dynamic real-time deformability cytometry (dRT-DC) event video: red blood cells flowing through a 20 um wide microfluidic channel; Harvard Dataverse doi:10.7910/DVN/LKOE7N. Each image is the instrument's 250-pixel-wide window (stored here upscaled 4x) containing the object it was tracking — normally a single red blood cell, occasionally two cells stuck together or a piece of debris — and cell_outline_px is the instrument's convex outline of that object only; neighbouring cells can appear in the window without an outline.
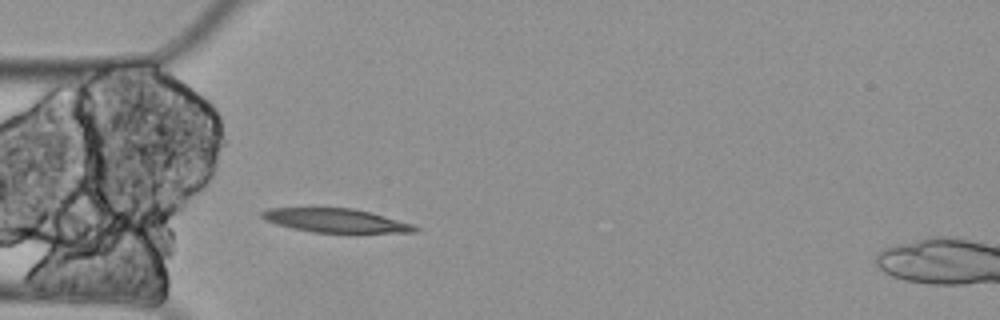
{"species": "Egyptian fruit bat (a non-hibernating species)", "species_latin": "Rousettus aegyptiacus", "temperature_condition": "cold", "stored_images_in_passage": 3, "camera_frame_rate_fps": 3000, "um_per_image_px": 0.085, "animal": {"sex": "female"}, "frame": {"image": 1, "passage_image": 3, "time_ms": 0.667, "image_size_px": [1000, 320], "cell_outline_px": [[420, 228], [416, 232], [312, 232], [292, 228], [276, 224], [264, 220], [260, 216], [260, 212], [268, 208], [352, 208], [368, 212], [412, 224]], "centroid_in_image_um": [28.46, 18.74], "position_along_channel_um": 56.5, "area_um2": 20.87}}